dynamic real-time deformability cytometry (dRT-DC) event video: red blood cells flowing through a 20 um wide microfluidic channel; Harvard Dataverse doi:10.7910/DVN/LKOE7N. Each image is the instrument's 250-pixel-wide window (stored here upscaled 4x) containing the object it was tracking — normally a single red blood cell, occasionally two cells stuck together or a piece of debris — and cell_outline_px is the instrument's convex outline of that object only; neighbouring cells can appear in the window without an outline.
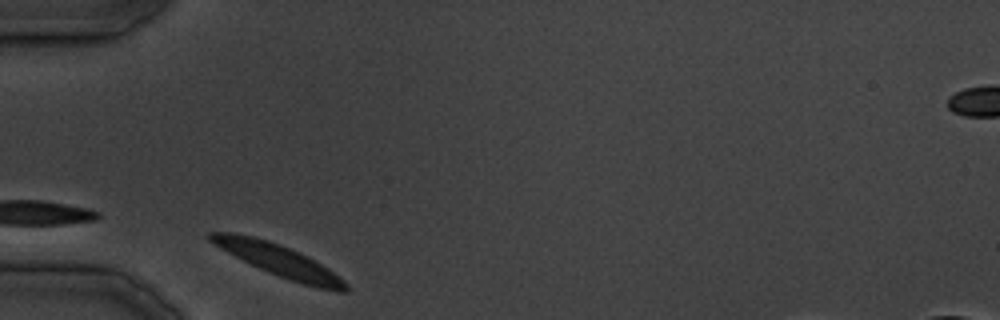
{"species": "common noctule bat (a hibernating species)", "species_latin": "Nyctalus noctula", "temperature_condition": "cold", "stored_images_in_passage": 13, "camera_frame_rate_fps": 3000, "um_per_image_px": 0.085, "animal": {"sex": "male", "body_mass_g": 19.5, "forearm_length_mm": 54.6}, "frame": {"image": 1, "passage_image": 1, "time_ms": 0.0, "image_size_px": [1000, 320], "cell_outline_px": [[352, 288], [348, 292], [336, 292], [316, 288], [268, 272], [220, 248], [208, 240], [204, 236], [208, 232], [232, 232], [252, 236], [268, 240], [280, 244], [328, 268], [344, 280]], "centroid_in_image_um": [23.7, 22.15], "position_along_channel_um": 61.3, "area_um2": 24.74}}
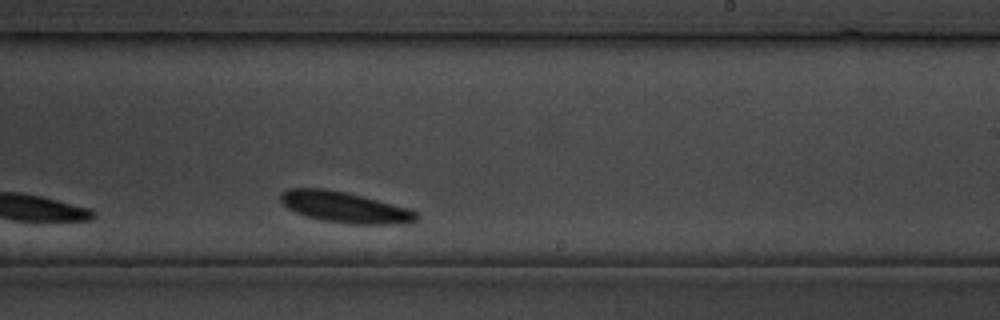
{"frame": {"image": 2, "passage_image": 13, "time_ms": 15.667, "image_size_px": [1000, 320], "cell_outline_px": [[420, 216], [416, 220], [396, 224], [348, 224], [320, 220], [304, 216], [288, 208], [280, 200], [280, 192], [288, 188], [324, 188], [344, 192], [408, 208], [420, 212]], "centroid_in_image_um": [29.28, 17.62], "position_along_channel_um": 259.7, "area_um2": 24.45}}